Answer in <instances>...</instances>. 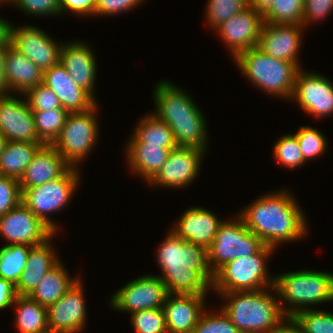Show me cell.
Listing matches in <instances>:
<instances>
[{
	"label": "cell",
	"mask_w": 333,
	"mask_h": 333,
	"mask_svg": "<svg viewBox=\"0 0 333 333\" xmlns=\"http://www.w3.org/2000/svg\"><path fill=\"white\" fill-rule=\"evenodd\" d=\"M156 252L162 270L158 277L168 293L207 295L212 289L214 273L208 262V249L170 230Z\"/></svg>",
	"instance_id": "1"
},
{
	"label": "cell",
	"mask_w": 333,
	"mask_h": 333,
	"mask_svg": "<svg viewBox=\"0 0 333 333\" xmlns=\"http://www.w3.org/2000/svg\"><path fill=\"white\" fill-rule=\"evenodd\" d=\"M299 207L293 195L280 190L259 196L237 215L265 245L276 249L307 234L306 217Z\"/></svg>",
	"instance_id": "2"
},
{
	"label": "cell",
	"mask_w": 333,
	"mask_h": 333,
	"mask_svg": "<svg viewBox=\"0 0 333 333\" xmlns=\"http://www.w3.org/2000/svg\"><path fill=\"white\" fill-rule=\"evenodd\" d=\"M155 111L174 134L177 146L207 149V125L203 112L189 94L170 81H159L154 90Z\"/></svg>",
	"instance_id": "3"
},
{
	"label": "cell",
	"mask_w": 333,
	"mask_h": 333,
	"mask_svg": "<svg viewBox=\"0 0 333 333\" xmlns=\"http://www.w3.org/2000/svg\"><path fill=\"white\" fill-rule=\"evenodd\" d=\"M263 290L218 293L225 299L221 309L241 333H269L287 317L282 313L277 294Z\"/></svg>",
	"instance_id": "4"
},
{
	"label": "cell",
	"mask_w": 333,
	"mask_h": 333,
	"mask_svg": "<svg viewBox=\"0 0 333 333\" xmlns=\"http://www.w3.org/2000/svg\"><path fill=\"white\" fill-rule=\"evenodd\" d=\"M271 292L277 294L282 313L286 317H293L309 305L333 301V274L315 270L286 272L274 276ZM285 303L290 307L284 306Z\"/></svg>",
	"instance_id": "5"
},
{
	"label": "cell",
	"mask_w": 333,
	"mask_h": 333,
	"mask_svg": "<svg viewBox=\"0 0 333 333\" xmlns=\"http://www.w3.org/2000/svg\"><path fill=\"white\" fill-rule=\"evenodd\" d=\"M234 62L252 85L270 95L291 100L300 70L296 64L266 55L257 46L241 52Z\"/></svg>",
	"instance_id": "6"
},
{
	"label": "cell",
	"mask_w": 333,
	"mask_h": 333,
	"mask_svg": "<svg viewBox=\"0 0 333 333\" xmlns=\"http://www.w3.org/2000/svg\"><path fill=\"white\" fill-rule=\"evenodd\" d=\"M275 248L265 245L252 256L236 258L223 265L215 274L212 290L217 293L254 291L270 288L274 277L269 276L266 264Z\"/></svg>",
	"instance_id": "7"
},
{
	"label": "cell",
	"mask_w": 333,
	"mask_h": 333,
	"mask_svg": "<svg viewBox=\"0 0 333 333\" xmlns=\"http://www.w3.org/2000/svg\"><path fill=\"white\" fill-rule=\"evenodd\" d=\"M78 167H70L61 177L32 188L21 189V202L55 233L58 226L48 214L58 212L70 202L80 183Z\"/></svg>",
	"instance_id": "8"
},
{
	"label": "cell",
	"mask_w": 333,
	"mask_h": 333,
	"mask_svg": "<svg viewBox=\"0 0 333 333\" xmlns=\"http://www.w3.org/2000/svg\"><path fill=\"white\" fill-rule=\"evenodd\" d=\"M234 218L231 221L223 220L208 248V262L214 274L226 263L236 258L252 256L265 246L238 215Z\"/></svg>",
	"instance_id": "9"
},
{
	"label": "cell",
	"mask_w": 333,
	"mask_h": 333,
	"mask_svg": "<svg viewBox=\"0 0 333 333\" xmlns=\"http://www.w3.org/2000/svg\"><path fill=\"white\" fill-rule=\"evenodd\" d=\"M97 105L85 112L69 113L59 137L52 144L71 167L77 168L96 145L99 135L95 116Z\"/></svg>",
	"instance_id": "10"
},
{
	"label": "cell",
	"mask_w": 333,
	"mask_h": 333,
	"mask_svg": "<svg viewBox=\"0 0 333 333\" xmlns=\"http://www.w3.org/2000/svg\"><path fill=\"white\" fill-rule=\"evenodd\" d=\"M165 283L158 275H143L117 290L111 297V307L132 314L137 311L163 308L168 295Z\"/></svg>",
	"instance_id": "11"
},
{
	"label": "cell",
	"mask_w": 333,
	"mask_h": 333,
	"mask_svg": "<svg viewBox=\"0 0 333 333\" xmlns=\"http://www.w3.org/2000/svg\"><path fill=\"white\" fill-rule=\"evenodd\" d=\"M8 244L37 246L56 233L20 202L14 209L0 217V236Z\"/></svg>",
	"instance_id": "12"
},
{
	"label": "cell",
	"mask_w": 333,
	"mask_h": 333,
	"mask_svg": "<svg viewBox=\"0 0 333 333\" xmlns=\"http://www.w3.org/2000/svg\"><path fill=\"white\" fill-rule=\"evenodd\" d=\"M301 109L311 116L321 118L333 114V83L326 76L301 68L291 97Z\"/></svg>",
	"instance_id": "13"
},
{
	"label": "cell",
	"mask_w": 333,
	"mask_h": 333,
	"mask_svg": "<svg viewBox=\"0 0 333 333\" xmlns=\"http://www.w3.org/2000/svg\"><path fill=\"white\" fill-rule=\"evenodd\" d=\"M11 45L30 59L42 72L60 62L62 43L32 25L16 27L11 24Z\"/></svg>",
	"instance_id": "14"
},
{
	"label": "cell",
	"mask_w": 333,
	"mask_h": 333,
	"mask_svg": "<svg viewBox=\"0 0 333 333\" xmlns=\"http://www.w3.org/2000/svg\"><path fill=\"white\" fill-rule=\"evenodd\" d=\"M206 151L198 147L178 146L172 149L168 159L148 182L151 186L183 188L198 176Z\"/></svg>",
	"instance_id": "15"
},
{
	"label": "cell",
	"mask_w": 333,
	"mask_h": 333,
	"mask_svg": "<svg viewBox=\"0 0 333 333\" xmlns=\"http://www.w3.org/2000/svg\"><path fill=\"white\" fill-rule=\"evenodd\" d=\"M83 283L79 278L55 303L47 307L49 331L80 333L87 318Z\"/></svg>",
	"instance_id": "16"
},
{
	"label": "cell",
	"mask_w": 333,
	"mask_h": 333,
	"mask_svg": "<svg viewBox=\"0 0 333 333\" xmlns=\"http://www.w3.org/2000/svg\"><path fill=\"white\" fill-rule=\"evenodd\" d=\"M264 24L263 14L249 6L218 26L215 31L227 44L235 59L241 52L256 47Z\"/></svg>",
	"instance_id": "17"
},
{
	"label": "cell",
	"mask_w": 333,
	"mask_h": 333,
	"mask_svg": "<svg viewBox=\"0 0 333 333\" xmlns=\"http://www.w3.org/2000/svg\"><path fill=\"white\" fill-rule=\"evenodd\" d=\"M0 132L7 141L42 143L27 99H17L11 94L0 96Z\"/></svg>",
	"instance_id": "18"
},
{
	"label": "cell",
	"mask_w": 333,
	"mask_h": 333,
	"mask_svg": "<svg viewBox=\"0 0 333 333\" xmlns=\"http://www.w3.org/2000/svg\"><path fill=\"white\" fill-rule=\"evenodd\" d=\"M304 27L299 24H263L257 45L266 55L293 62L300 69L299 50L301 49Z\"/></svg>",
	"instance_id": "19"
},
{
	"label": "cell",
	"mask_w": 333,
	"mask_h": 333,
	"mask_svg": "<svg viewBox=\"0 0 333 333\" xmlns=\"http://www.w3.org/2000/svg\"><path fill=\"white\" fill-rule=\"evenodd\" d=\"M43 84L57 95L61 107L69 113L85 112L97 104L96 99L74 82L60 62L43 72Z\"/></svg>",
	"instance_id": "20"
},
{
	"label": "cell",
	"mask_w": 333,
	"mask_h": 333,
	"mask_svg": "<svg viewBox=\"0 0 333 333\" xmlns=\"http://www.w3.org/2000/svg\"><path fill=\"white\" fill-rule=\"evenodd\" d=\"M206 295L169 293L163 304L168 333H193L205 308Z\"/></svg>",
	"instance_id": "21"
},
{
	"label": "cell",
	"mask_w": 333,
	"mask_h": 333,
	"mask_svg": "<svg viewBox=\"0 0 333 333\" xmlns=\"http://www.w3.org/2000/svg\"><path fill=\"white\" fill-rule=\"evenodd\" d=\"M92 48L81 40L63 43L60 63L66 68L74 82L85 89L94 99L97 64Z\"/></svg>",
	"instance_id": "22"
},
{
	"label": "cell",
	"mask_w": 333,
	"mask_h": 333,
	"mask_svg": "<svg viewBox=\"0 0 333 333\" xmlns=\"http://www.w3.org/2000/svg\"><path fill=\"white\" fill-rule=\"evenodd\" d=\"M177 222L172 227V231L177 236L208 249L223 221L203 207L192 206L181 215Z\"/></svg>",
	"instance_id": "23"
},
{
	"label": "cell",
	"mask_w": 333,
	"mask_h": 333,
	"mask_svg": "<svg viewBox=\"0 0 333 333\" xmlns=\"http://www.w3.org/2000/svg\"><path fill=\"white\" fill-rule=\"evenodd\" d=\"M71 166L52 146L44 144L19 180L20 189L32 188L61 177Z\"/></svg>",
	"instance_id": "24"
},
{
	"label": "cell",
	"mask_w": 333,
	"mask_h": 333,
	"mask_svg": "<svg viewBox=\"0 0 333 333\" xmlns=\"http://www.w3.org/2000/svg\"><path fill=\"white\" fill-rule=\"evenodd\" d=\"M4 74L10 94L16 92L24 96L29 90L43 83V72L11 43L5 57Z\"/></svg>",
	"instance_id": "25"
},
{
	"label": "cell",
	"mask_w": 333,
	"mask_h": 333,
	"mask_svg": "<svg viewBox=\"0 0 333 333\" xmlns=\"http://www.w3.org/2000/svg\"><path fill=\"white\" fill-rule=\"evenodd\" d=\"M52 238L53 236L46 242L30 249L25 269L15 285L18 295L29 296L45 274L60 261L59 256L51 247Z\"/></svg>",
	"instance_id": "26"
},
{
	"label": "cell",
	"mask_w": 333,
	"mask_h": 333,
	"mask_svg": "<svg viewBox=\"0 0 333 333\" xmlns=\"http://www.w3.org/2000/svg\"><path fill=\"white\" fill-rule=\"evenodd\" d=\"M129 139L126 146L128 166L132 172L140 175L148 183L168 159L171 150L175 148L138 145L132 138Z\"/></svg>",
	"instance_id": "27"
},
{
	"label": "cell",
	"mask_w": 333,
	"mask_h": 333,
	"mask_svg": "<svg viewBox=\"0 0 333 333\" xmlns=\"http://www.w3.org/2000/svg\"><path fill=\"white\" fill-rule=\"evenodd\" d=\"M64 266L61 261L53 266L29 297L45 307L57 302L79 279L78 277L72 278Z\"/></svg>",
	"instance_id": "28"
},
{
	"label": "cell",
	"mask_w": 333,
	"mask_h": 333,
	"mask_svg": "<svg viewBox=\"0 0 333 333\" xmlns=\"http://www.w3.org/2000/svg\"><path fill=\"white\" fill-rule=\"evenodd\" d=\"M43 145V143L7 141L0 156V175L20 180L26 167Z\"/></svg>",
	"instance_id": "29"
},
{
	"label": "cell",
	"mask_w": 333,
	"mask_h": 333,
	"mask_svg": "<svg viewBox=\"0 0 333 333\" xmlns=\"http://www.w3.org/2000/svg\"><path fill=\"white\" fill-rule=\"evenodd\" d=\"M13 306L16 309L15 325L20 333H46L49 331L47 307L29 296L18 295Z\"/></svg>",
	"instance_id": "30"
},
{
	"label": "cell",
	"mask_w": 333,
	"mask_h": 333,
	"mask_svg": "<svg viewBox=\"0 0 333 333\" xmlns=\"http://www.w3.org/2000/svg\"><path fill=\"white\" fill-rule=\"evenodd\" d=\"M131 138L138 145H154L164 148L178 147L170 127L152 113L143 115Z\"/></svg>",
	"instance_id": "31"
},
{
	"label": "cell",
	"mask_w": 333,
	"mask_h": 333,
	"mask_svg": "<svg viewBox=\"0 0 333 333\" xmlns=\"http://www.w3.org/2000/svg\"><path fill=\"white\" fill-rule=\"evenodd\" d=\"M32 246L27 244H10L0 248V277L18 283L25 269Z\"/></svg>",
	"instance_id": "32"
},
{
	"label": "cell",
	"mask_w": 333,
	"mask_h": 333,
	"mask_svg": "<svg viewBox=\"0 0 333 333\" xmlns=\"http://www.w3.org/2000/svg\"><path fill=\"white\" fill-rule=\"evenodd\" d=\"M32 112L39 140L43 144L52 145L59 137L69 112L63 108Z\"/></svg>",
	"instance_id": "33"
},
{
	"label": "cell",
	"mask_w": 333,
	"mask_h": 333,
	"mask_svg": "<svg viewBox=\"0 0 333 333\" xmlns=\"http://www.w3.org/2000/svg\"><path fill=\"white\" fill-rule=\"evenodd\" d=\"M304 0H274L263 14L264 22L270 24H299L303 22Z\"/></svg>",
	"instance_id": "34"
},
{
	"label": "cell",
	"mask_w": 333,
	"mask_h": 333,
	"mask_svg": "<svg viewBox=\"0 0 333 333\" xmlns=\"http://www.w3.org/2000/svg\"><path fill=\"white\" fill-rule=\"evenodd\" d=\"M249 7V0H208L205 16L209 27L215 30L223 22Z\"/></svg>",
	"instance_id": "35"
},
{
	"label": "cell",
	"mask_w": 333,
	"mask_h": 333,
	"mask_svg": "<svg viewBox=\"0 0 333 333\" xmlns=\"http://www.w3.org/2000/svg\"><path fill=\"white\" fill-rule=\"evenodd\" d=\"M292 318L303 333H333V313L331 312L307 308L298 311Z\"/></svg>",
	"instance_id": "36"
},
{
	"label": "cell",
	"mask_w": 333,
	"mask_h": 333,
	"mask_svg": "<svg viewBox=\"0 0 333 333\" xmlns=\"http://www.w3.org/2000/svg\"><path fill=\"white\" fill-rule=\"evenodd\" d=\"M298 140L299 147L304 160L318 158L323 155L327 149V140L316 128L311 126H300L299 131L294 134Z\"/></svg>",
	"instance_id": "37"
},
{
	"label": "cell",
	"mask_w": 333,
	"mask_h": 333,
	"mask_svg": "<svg viewBox=\"0 0 333 333\" xmlns=\"http://www.w3.org/2000/svg\"><path fill=\"white\" fill-rule=\"evenodd\" d=\"M273 150L276 161L286 168L292 169L306 163L294 134H288L279 138Z\"/></svg>",
	"instance_id": "38"
},
{
	"label": "cell",
	"mask_w": 333,
	"mask_h": 333,
	"mask_svg": "<svg viewBox=\"0 0 333 333\" xmlns=\"http://www.w3.org/2000/svg\"><path fill=\"white\" fill-rule=\"evenodd\" d=\"M130 319L135 333H168L163 308L137 311Z\"/></svg>",
	"instance_id": "39"
},
{
	"label": "cell",
	"mask_w": 333,
	"mask_h": 333,
	"mask_svg": "<svg viewBox=\"0 0 333 333\" xmlns=\"http://www.w3.org/2000/svg\"><path fill=\"white\" fill-rule=\"evenodd\" d=\"M202 313L193 333H241L222 309Z\"/></svg>",
	"instance_id": "40"
},
{
	"label": "cell",
	"mask_w": 333,
	"mask_h": 333,
	"mask_svg": "<svg viewBox=\"0 0 333 333\" xmlns=\"http://www.w3.org/2000/svg\"><path fill=\"white\" fill-rule=\"evenodd\" d=\"M24 97L32 111L62 108L57 95L43 83L29 90Z\"/></svg>",
	"instance_id": "41"
},
{
	"label": "cell",
	"mask_w": 333,
	"mask_h": 333,
	"mask_svg": "<svg viewBox=\"0 0 333 333\" xmlns=\"http://www.w3.org/2000/svg\"><path fill=\"white\" fill-rule=\"evenodd\" d=\"M22 198L19 180L0 175V217L14 209Z\"/></svg>",
	"instance_id": "42"
},
{
	"label": "cell",
	"mask_w": 333,
	"mask_h": 333,
	"mask_svg": "<svg viewBox=\"0 0 333 333\" xmlns=\"http://www.w3.org/2000/svg\"><path fill=\"white\" fill-rule=\"evenodd\" d=\"M10 3L30 16L61 15L60 0H9Z\"/></svg>",
	"instance_id": "43"
},
{
	"label": "cell",
	"mask_w": 333,
	"mask_h": 333,
	"mask_svg": "<svg viewBox=\"0 0 333 333\" xmlns=\"http://www.w3.org/2000/svg\"><path fill=\"white\" fill-rule=\"evenodd\" d=\"M333 10V0H304L303 22L305 28L312 22L322 21Z\"/></svg>",
	"instance_id": "44"
},
{
	"label": "cell",
	"mask_w": 333,
	"mask_h": 333,
	"mask_svg": "<svg viewBox=\"0 0 333 333\" xmlns=\"http://www.w3.org/2000/svg\"><path fill=\"white\" fill-rule=\"evenodd\" d=\"M143 0H96L95 16H110L130 11Z\"/></svg>",
	"instance_id": "45"
},
{
	"label": "cell",
	"mask_w": 333,
	"mask_h": 333,
	"mask_svg": "<svg viewBox=\"0 0 333 333\" xmlns=\"http://www.w3.org/2000/svg\"><path fill=\"white\" fill-rule=\"evenodd\" d=\"M96 0H60L61 14L65 12L82 16H95Z\"/></svg>",
	"instance_id": "46"
},
{
	"label": "cell",
	"mask_w": 333,
	"mask_h": 333,
	"mask_svg": "<svg viewBox=\"0 0 333 333\" xmlns=\"http://www.w3.org/2000/svg\"><path fill=\"white\" fill-rule=\"evenodd\" d=\"M17 296L15 285L11 281L0 277V310L11 307Z\"/></svg>",
	"instance_id": "47"
},
{
	"label": "cell",
	"mask_w": 333,
	"mask_h": 333,
	"mask_svg": "<svg viewBox=\"0 0 333 333\" xmlns=\"http://www.w3.org/2000/svg\"><path fill=\"white\" fill-rule=\"evenodd\" d=\"M269 333H303L300 326L292 317H287L276 328Z\"/></svg>",
	"instance_id": "48"
},
{
	"label": "cell",
	"mask_w": 333,
	"mask_h": 333,
	"mask_svg": "<svg viewBox=\"0 0 333 333\" xmlns=\"http://www.w3.org/2000/svg\"><path fill=\"white\" fill-rule=\"evenodd\" d=\"M8 46L0 47V96L8 95V86L5 79V57L7 54Z\"/></svg>",
	"instance_id": "49"
},
{
	"label": "cell",
	"mask_w": 333,
	"mask_h": 333,
	"mask_svg": "<svg viewBox=\"0 0 333 333\" xmlns=\"http://www.w3.org/2000/svg\"><path fill=\"white\" fill-rule=\"evenodd\" d=\"M11 38V23L0 18V47L8 46Z\"/></svg>",
	"instance_id": "50"
},
{
	"label": "cell",
	"mask_w": 333,
	"mask_h": 333,
	"mask_svg": "<svg viewBox=\"0 0 333 333\" xmlns=\"http://www.w3.org/2000/svg\"><path fill=\"white\" fill-rule=\"evenodd\" d=\"M274 0H249V6L264 14L273 4Z\"/></svg>",
	"instance_id": "51"
},
{
	"label": "cell",
	"mask_w": 333,
	"mask_h": 333,
	"mask_svg": "<svg viewBox=\"0 0 333 333\" xmlns=\"http://www.w3.org/2000/svg\"><path fill=\"white\" fill-rule=\"evenodd\" d=\"M6 144H7V140L4 137V135L0 132V156L3 153Z\"/></svg>",
	"instance_id": "52"
},
{
	"label": "cell",
	"mask_w": 333,
	"mask_h": 333,
	"mask_svg": "<svg viewBox=\"0 0 333 333\" xmlns=\"http://www.w3.org/2000/svg\"><path fill=\"white\" fill-rule=\"evenodd\" d=\"M2 2H3V3L6 2V3L8 4V3H9V0H0V4H1Z\"/></svg>",
	"instance_id": "53"
},
{
	"label": "cell",
	"mask_w": 333,
	"mask_h": 333,
	"mask_svg": "<svg viewBox=\"0 0 333 333\" xmlns=\"http://www.w3.org/2000/svg\"><path fill=\"white\" fill-rule=\"evenodd\" d=\"M46 333H60V332H53V331H48Z\"/></svg>",
	"instance_id": "54"
}]
</instances>
